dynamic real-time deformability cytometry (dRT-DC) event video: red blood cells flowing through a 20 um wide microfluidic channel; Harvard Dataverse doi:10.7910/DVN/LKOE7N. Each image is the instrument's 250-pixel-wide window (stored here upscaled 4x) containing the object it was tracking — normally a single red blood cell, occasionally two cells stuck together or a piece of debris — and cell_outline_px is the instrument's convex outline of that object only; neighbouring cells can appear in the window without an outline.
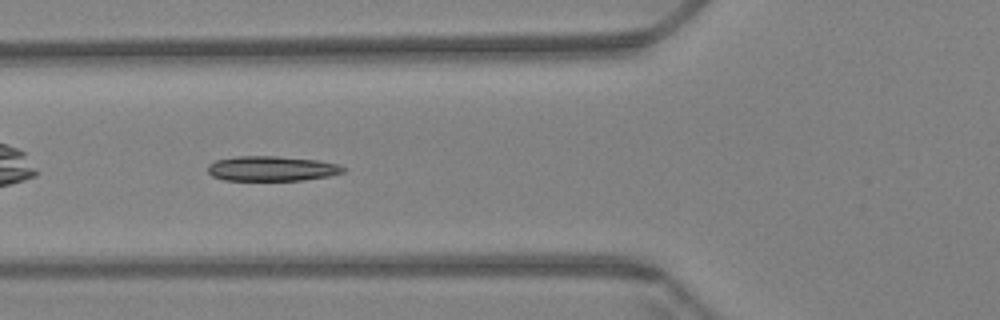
{"species": "Egyptian fruit bat (a non-hibernating species)", "species_latin": "Rousettus aegyptiacus", "temperature_condition": "warm", "stored_images_in_passage": 36, "camera_frame_rate_fps": 3000, "um_per_image_px": 0.085, "animal": {"sex": "female"}, "frame": {"image": 1, "passage_image": 6, "time_ms": 1.667, "image_size_px": [1000, 320], "cell_outline_px": [[348, 168], [344, 172], [328, 176], [304, 180], [224, 180], [212, 176], [208, 172], [208, 164], [216, 160], [236, 156], [276, 156], [316, 160], [340, 164]], "centroid_in_image_um": [23.12, 14.32], "position_along_channel_um": 102.7, "area_um2": 19.77}}
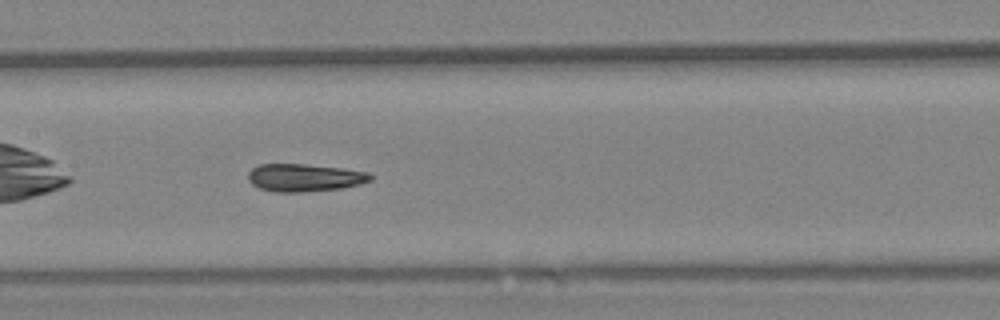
{"frame": {"image": 2, "passage_image": 13, "time_ms": 4.0, "image_size_px": [1000, 320], "cell_outline_px": [[372, 180], [360, 184], [340, 188], [300, 192], [276, 192], [260, 188], [252, 184], [248, 180], [248, 172], [252, 168], [260, 164], [304, 164], [344, 168], [368, 172], [372, 176]], "centroid_in_image_um": [25.88, 15.09], "position_along_channel_um": 181.5, "area_um2": 19.71}}
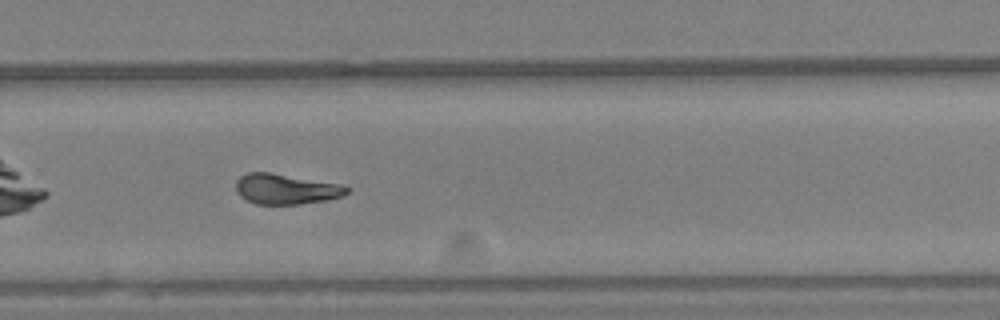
{"frame": {"image": 3, "passage_image": 24, "time_ms": 7.667, "image_size_px": [1000, 320], "cell_outline_px": [[352, 188], [344, 196], [328, 200], [300, 204], [256, 204], [240, 196], [236, 192], [236, 180], [240, 176], [248, 172], [268, 172], [340, 184]], "centroid_in_image_um": [24.32, 16.07], "position_along_channel_um": 305.5, "area_um2": 19.65}, "authors_computed_cell_mechanics": {"area_um2": 19.5942, "velocity_mm_per_s": 3.3894, "shape_relaxation_time_tau1_ms": 9.3271, "shape_relaxation_time_tau2_ms": 3.4341, "deformation_change_tau1": 0.2508, "deformation_change_tau2": 0.1093}}